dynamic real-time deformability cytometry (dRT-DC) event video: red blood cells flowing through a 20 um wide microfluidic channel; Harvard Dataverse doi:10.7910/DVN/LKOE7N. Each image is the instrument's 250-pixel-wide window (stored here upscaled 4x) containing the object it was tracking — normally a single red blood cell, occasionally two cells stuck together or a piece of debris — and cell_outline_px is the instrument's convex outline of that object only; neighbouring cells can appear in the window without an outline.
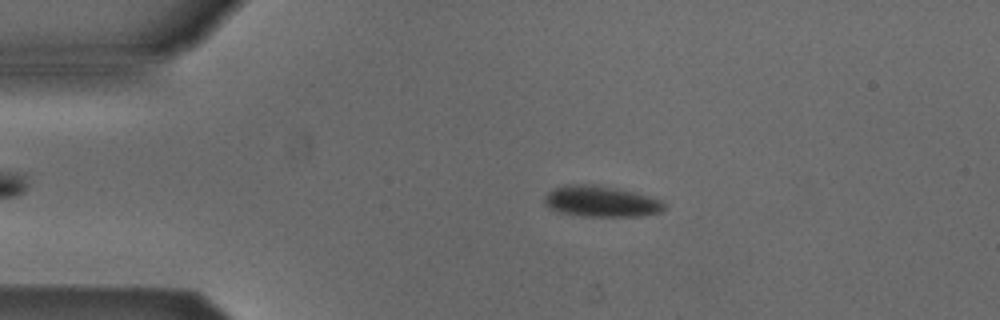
{"species": "Egyptian fruit bat (a non-hibernating species)", "species_latin": "Rousettus aegyptiacus", "temperature_condition": "cold", "stored_images_in_passage": 52, "camera_frame_rate_fps": 3000, "um_per_image_px": 0.085, "animal": {"sex": "male"}, "frame": {"image": 1, "passage_image": 10, "time_ms": 3.0, "image_size_px": [1000, 320], "cell_outline_px": [[668, 208], [660, 212], [640, 216], [580, 216], [560, 212], [544, 204], [544, 196], [552, 188], [564, 184], [596, 184], [616, 188], [648, 196], [660, 200]], "centroid_in_image_um": [51.06, 17.11], "position_along_channel_um": 33.9, "area_um2": 21.68}}
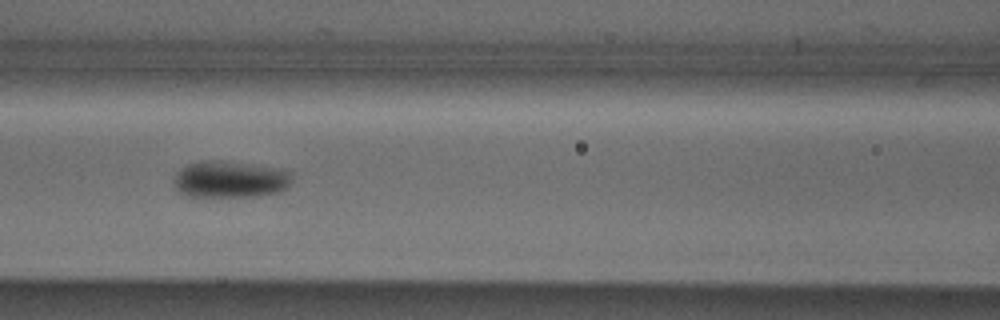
{"frame": {"image": 2, "passage_image": 22, "time_ms": 7.0, "image_size_px": [1000, 320], "cell_outline_px": [[292, 180], [288, 188], [280, 192], [256, 196], [184, 196], [172, 184], [180, 168], [188, 164], [200, 160], [220, 160], [272, 168], [288, 172], [292, 176]], "centroid_in_image_um": [19.51, 15.25], "position_along_channel_um": 147.1, "area_um2": 25.14}}
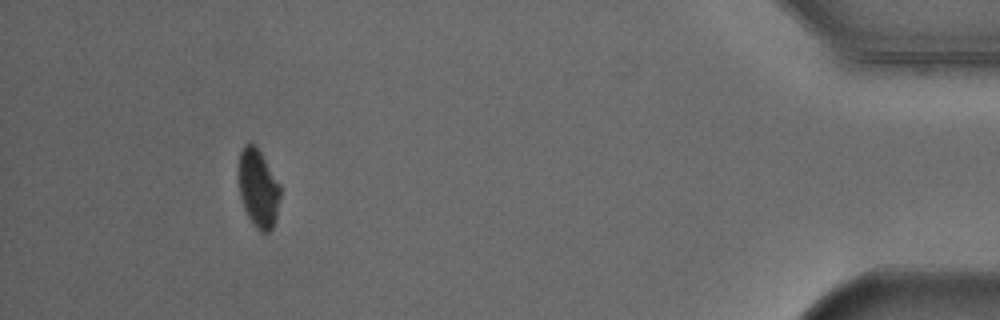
{"frame": {"image": 3, "passage_image": 48, "time_ms": 15.667, "image_size_px": [1000, 320], "cell_outline_px": [[280, 196], [276, 220], [272, 228], [268, 232], [260, 232], [256, 228], [248, 216], [244, 208], [240, 196], [240, 152], [244, 144], [252, 144], [260, 152], [280, 184]], "centroid_in_image_um": [21.98, 16.06], "position_along_channel_um": 413.2, "area_um2": 18.55}, "authors_computed_cell_mechanics": {"area_um2": 22.0218, "velocity_mm_per_s": 3.8438, "shape_relaxation_time_tau1_ms": 2.7639, "shape_relaxation_time_tau2_ms": null, "deformation_change_tau1": 0.0679, "deformation_change_tau2": null}}